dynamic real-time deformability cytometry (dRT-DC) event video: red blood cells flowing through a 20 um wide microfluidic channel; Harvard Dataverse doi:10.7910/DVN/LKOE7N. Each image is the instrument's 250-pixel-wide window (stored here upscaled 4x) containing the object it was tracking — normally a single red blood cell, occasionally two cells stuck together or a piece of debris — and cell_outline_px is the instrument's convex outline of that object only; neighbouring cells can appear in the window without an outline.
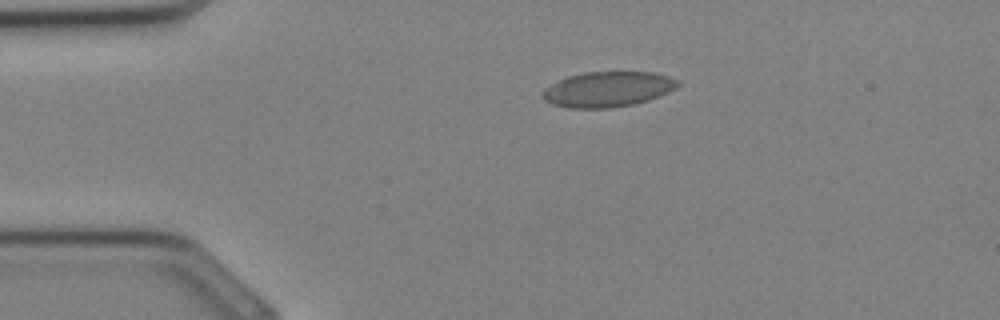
{"species": "Egyptian fruit bat (a non-hibernating species)", "species_latin": "Rousettus aegyptiacus", "temperature_condition": "cold", "stored_images_in_passage": 27, "camera_frame_rate_fps": 3000, "um_per_image_px": 0.085, "animal": {"sex": "female"}, "frame": {"image": 1, "passage_image": 1, "time_ms": 0.0, "image_size_px": [1000, 320], "cell_outline_px": [[680, 84], [676, 88], [668, 92], [648, 100], [632, 104], [608, 108], [568, 108], [552, 104], [544, 100], [540, 96], [540, 92], [544, 88], [568, 76], [588, 72], [652, 72], [668, 76], [680, 80]], "centroid_in_image_um": [51.64, 7.59], "position_along_channel_um": 33.4, "area_um2": 27.8}}
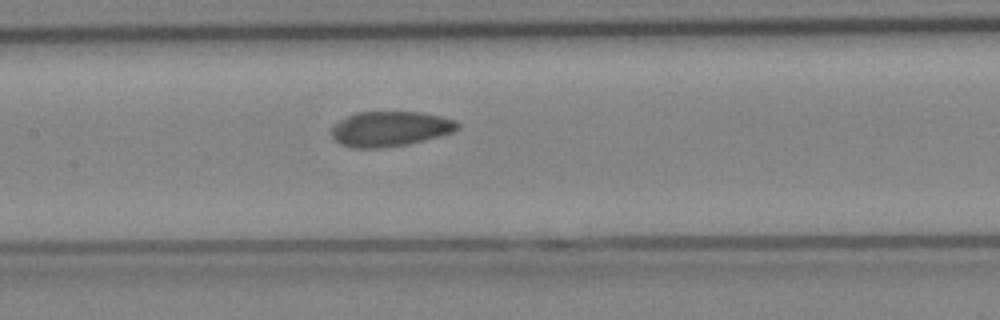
{"frame": {"image": 2, "passage_image": 10, "time_ms": 3.0, "image_size_px": [1000, 320], "cell_outline_px": [[460, 128], [452, 132], [440, 136], [408, 144], [384, 148], [352, 148], [340, 144], [332, 136], [332, 124], [356, 112], [420, 112], [440, 116], [456, 120], [460, 124]], "centroid_in_image_um": [33.16, 10.95], "position_along_channel_um": 174.2, "area_um2": 25.89}}
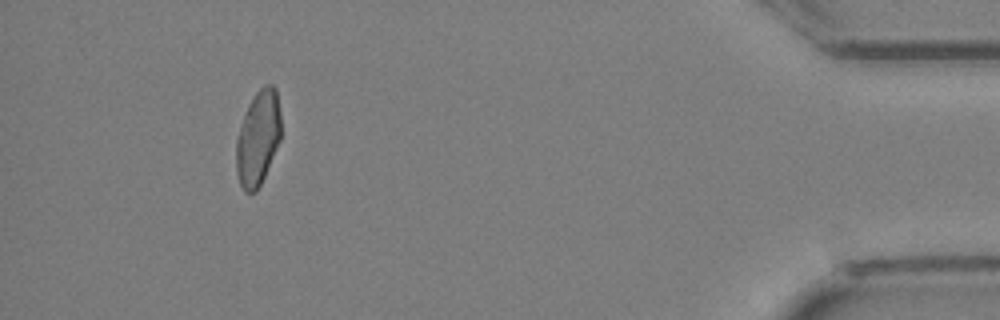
{"frame": {"image": 3, "passage_image": 25, "time_ms": 8.0, "image_size_px": [1000, 320], "cell_outline_px": [[280, 140], [264, 176], [256, 192], [244, 192], [240, 184], [236, 172], [236, 140], [244, 116], [256, 92], [264, 84], [272, 84], [276, 88], [280, 112]], "centroid_in_image_um": [21.93, 11.74], "position_along_channel_um": 413.3, "area_um2": 24.39}}